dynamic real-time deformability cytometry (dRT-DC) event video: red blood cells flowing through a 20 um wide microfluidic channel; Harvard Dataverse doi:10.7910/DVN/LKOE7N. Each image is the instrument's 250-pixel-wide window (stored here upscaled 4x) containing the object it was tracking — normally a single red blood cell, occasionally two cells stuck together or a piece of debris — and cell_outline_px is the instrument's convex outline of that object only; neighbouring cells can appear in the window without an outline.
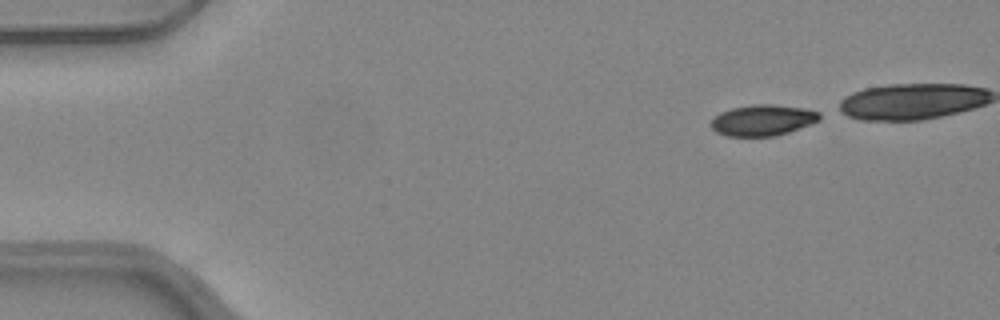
{"species": "common noctule bat (a hibernating species)", "species_latin": "Nyctalus noctula", "temperature_condition": "warm", "stored_images_in_passage": 36, "camera_frame_rate_fps": 3000, "um_per_image_px": 0.085, "animal": {"sex": "female", "body_mass_g": 24.6, "forearm_length_mm": 56.2}, "frame": {"image": 1, "passage_image": 1, "time_ms": 0.0, "image_size_px": [1000, 320], "cell_outline_px": [[820, 120], [788, 132], [776, 136], [728, 136], [716, 132], [712, 128], [712, 120], [720, 112], [732, 108], [752, 104], [772, 104], [804, 108], [820, 112]], "centroid_in_image_um": [64.84, 10.21], "position_along_channel_um": 20.2, "area_um2": 19.48}}
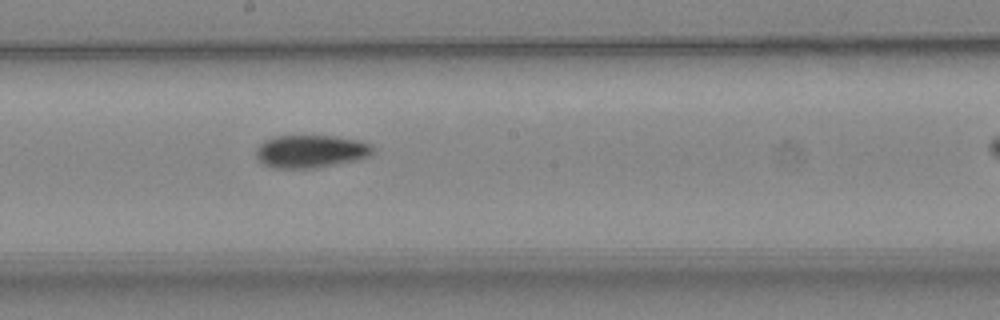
{"frame": {"image": 2, "passage_image": 23, "time_ms": 7.333, "image_size_px": [1000, 320], "cell_outline_px": [[376, 148], [368, 156], [356, 160], [320, 168], [272, 168], [256, 160], [256, 148], [264, 140], [276, 136], [336, 136], [356, 140], [372, 144]], "centroid_in_image_um": [26.4, 12.87], "position_along_channel_um": 221.8, "area_um2": 22.54}}
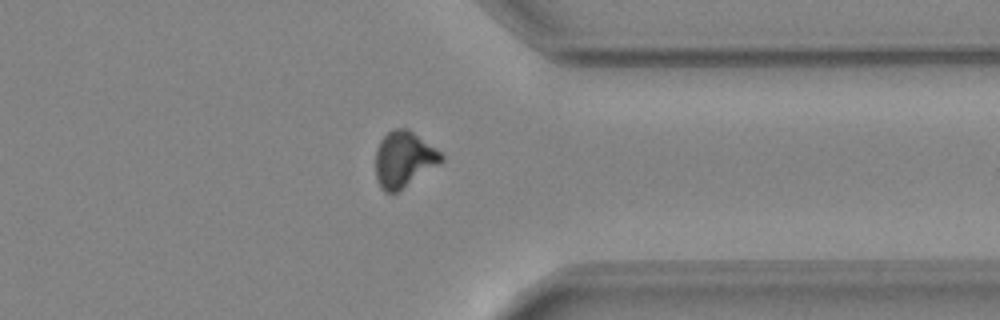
{"frame": {"image": 3, "passage_image": 35, "time_ms": 11.333, "image_size_px": [1000, 320], "cell_outline_px": [[444, 160], [440, 164], [396, 192], [384, 192], [380, 188], [376, 176], [376, 148], [380, 140], [388, 132], [396, 128], [408, 128], [440, 152], [444, 156]], "centroid_in_image_um": [34.32, 13.53], "position_along_channel_um": 377.1, "area_um2": 21.21}}